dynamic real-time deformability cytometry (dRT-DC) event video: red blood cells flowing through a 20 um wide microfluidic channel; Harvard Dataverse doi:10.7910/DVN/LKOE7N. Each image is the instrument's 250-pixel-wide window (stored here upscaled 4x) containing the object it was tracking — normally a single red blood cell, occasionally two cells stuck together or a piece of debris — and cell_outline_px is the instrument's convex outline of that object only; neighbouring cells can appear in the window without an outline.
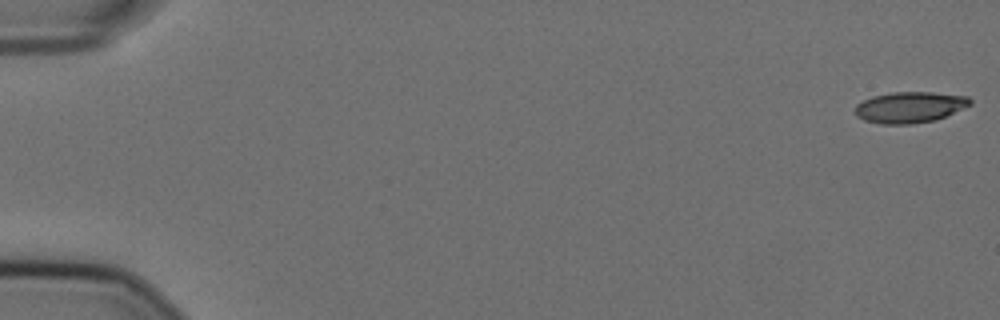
{"species": "Egyptian fruit bat (a non-hibernating species)", "species_latin": "Rousettus aegyptiacus", "temperature_condition": "cold", "stored_images_in_passage": 57, "camera_frame_rate_fps": 3000, "um_per_image_px": 0.085, "animal": {"sex": "female"}, "frame": {"image": 1, "passage_image": 1, "time_ms": 0.0, "image_size_px": [1000, 320], "cell_outline_px": [[972, 104], [936, 120], [912, 124], [880, 124], [864, 120], [856, 116], [856, 104], [872, 96], [892, 92], [932, 92], [968, 96], [972, 100]], "centroid_in_image_um": [77.34, 9.11], "position_along_channel_um": 7.7, "area_um2": 20.87}}
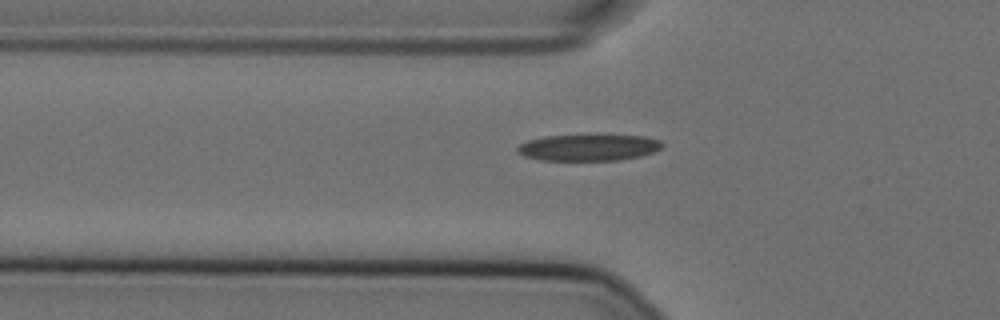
{"frame": {"image": 2, "passage_image": 20, "time_ms": 6.333, "image_size_px": [1000, 320], "cell_outline_px": [[664, 144], [656, 152], [640, 156], [620, 160], [540, 160], [524, 156], [516, 152], [516, 148], [520, 144], [528, 140], [544, 136], [596, 132], [644, 136], [660, 140]], "centroid_in_image_um": [50.05, 12.48], "position_along_channel_um": 75.7, "area_um2": 23.58}}
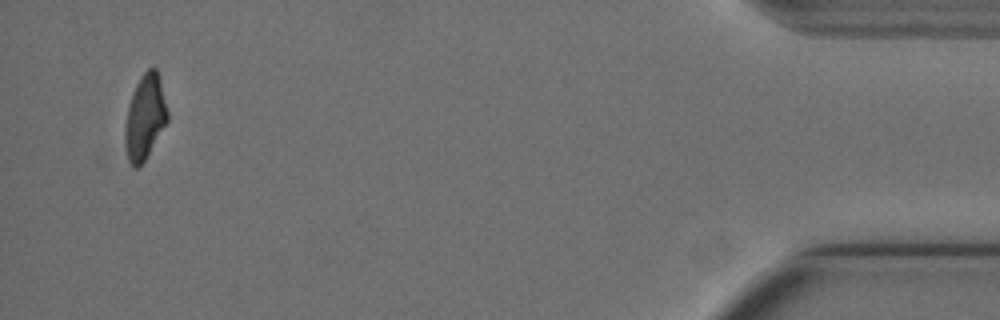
{"frame": {"image": 3, "passage_image": 55, "time_ms": 18.0, "image_size_px": [1000, 320], "cell_outline_px": [[168, 120], [140, 168], [132, 168], [128, 160], [124, 144], [124, 128], [128, 108], [132, 92], [136, 84], [144, 72], [152, 64], [156, 68], [160, 80], [168, 112]], "centroid_in_image_um": [12.3, 9.98], "position_along_channel_um": 422.9, "area_um2": 21.1}, "authors_computed_cell_mechanics": {"area_um2": 22.4264, "velocity_mm_per_s": 3.6004, "shape_relaxation_time_tau1_ms": 7.5301, "shape_relaxation_time_tau2_ms": 4.5875, "deformation_change_tau1": 0.1866, "deformation_change_tau2": 0.117}}